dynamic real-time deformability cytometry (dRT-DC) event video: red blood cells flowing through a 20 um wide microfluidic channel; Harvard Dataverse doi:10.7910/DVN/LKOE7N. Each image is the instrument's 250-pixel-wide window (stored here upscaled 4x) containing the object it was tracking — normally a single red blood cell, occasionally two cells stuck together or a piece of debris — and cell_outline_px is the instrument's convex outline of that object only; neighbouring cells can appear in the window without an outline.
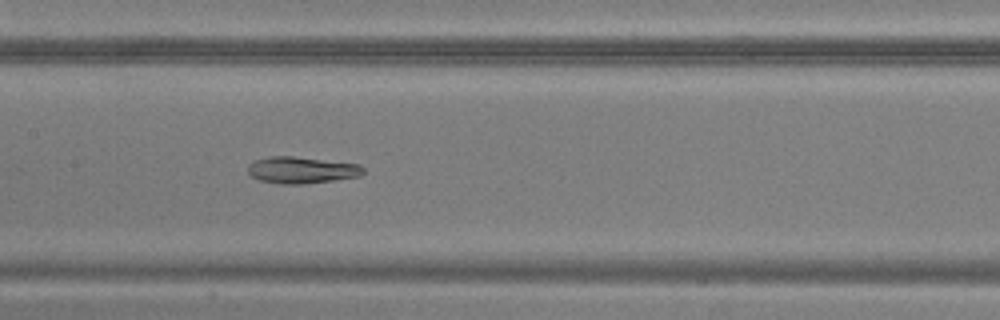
{"species": "common noctule bat (a hibernating species)", "species_latin": "Nyctalus noctula", "temperature_condition": "warm", "stored_images_in_passage": 20, "camera_frame_rate_fps": 3000, "um_per_image_px": 0.085, "animal": {"sex": "male", "body_mass_g": 20.5, "forearm_length_mm": 52.5}, "frame": {"image": 1, "passage_image": 19, "time_ms": 6.0, "image_size_px": [1000, 320], "cell_outline_px": [[364, 172], [360, 176], [304, 184], [280, 184], [260, 180], [252, 176], [248, 172], [248, 164], [256, 160], [268, 156], [292, 156], [360, 164], [364, 168]], "centroid_in_image_um": [25.63, 14.45], "position_along_channel_um": 181.8, "area_um2": 17.86}}